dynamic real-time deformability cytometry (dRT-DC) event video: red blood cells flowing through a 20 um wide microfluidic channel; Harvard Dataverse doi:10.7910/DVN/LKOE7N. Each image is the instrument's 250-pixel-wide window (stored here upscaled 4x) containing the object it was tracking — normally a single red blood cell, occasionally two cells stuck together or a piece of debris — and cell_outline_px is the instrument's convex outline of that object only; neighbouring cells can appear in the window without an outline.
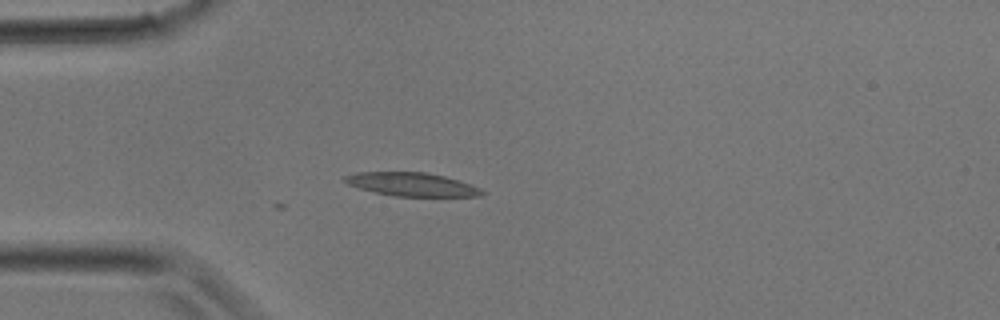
{"species": "common noctule bat (a hibernating species)", "species_latin": "Nyctalus noctula", "temperature_condition": "room temperature", "stored_images_in_passage": 26, "camera_frame_rate_fps": 3000, "um_per_image_px": 0.085, "animal": {"sex": "male", "body_mass_g": 17.9}, "frame": {"image": 1, "passage_image": 1, "time_ms": 0.0, "image_size_px": [1000, 320], "cell_outline_px": [[484, 192], [480, 196], [396, 196], [376, 192], [360, 188], [348, 184], [344, 180], [344, 176], [356, 172], [424, 172], [444, 176], [480, 188]], "centroid_in_image_um": [34.97, 15.66], "position_along_channel_um": 50.0, "area_um2": 18.38}}
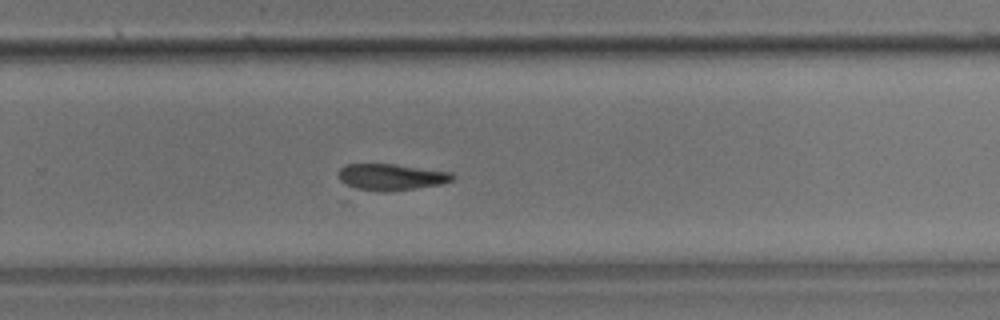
{"frame": {"image": 2, "passage_image": 14, "time_ms": 4.333, "image_size_px": [1000, 320], "cell_outline_px": [[456, 176], [452, 180], [440, 184], [416, 188], [356, 192], [352, 192], [340, 180], [340, 168], [344, 164], [396, 164], [452, 172]], "centroid_in_image_um": [33.17, 15.05], "position_along_channel_um": 296.6, "area_um2": 17.8}}
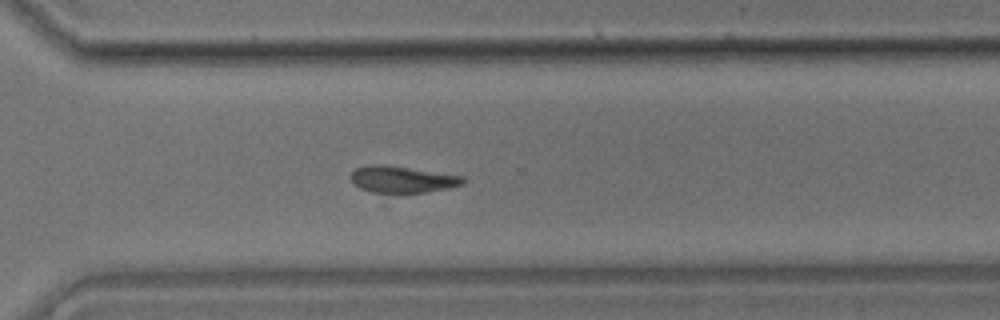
{"frame": {"image": 3, "passage_image": 16, "time_ms": 5.0, "image_size_px": [1000, 320], "cell_outline_px": [[464, 184], [448, 188], [428, 192], [372, 192], [360, 188], [352, 184], [348, 176], [356, 168], [372, 164], [388, 164], [464, 176]], "centroid_in_image_um": [34.16, 15.23], "position_along_channel_um": 336.4, "area_um2": 17.63}}